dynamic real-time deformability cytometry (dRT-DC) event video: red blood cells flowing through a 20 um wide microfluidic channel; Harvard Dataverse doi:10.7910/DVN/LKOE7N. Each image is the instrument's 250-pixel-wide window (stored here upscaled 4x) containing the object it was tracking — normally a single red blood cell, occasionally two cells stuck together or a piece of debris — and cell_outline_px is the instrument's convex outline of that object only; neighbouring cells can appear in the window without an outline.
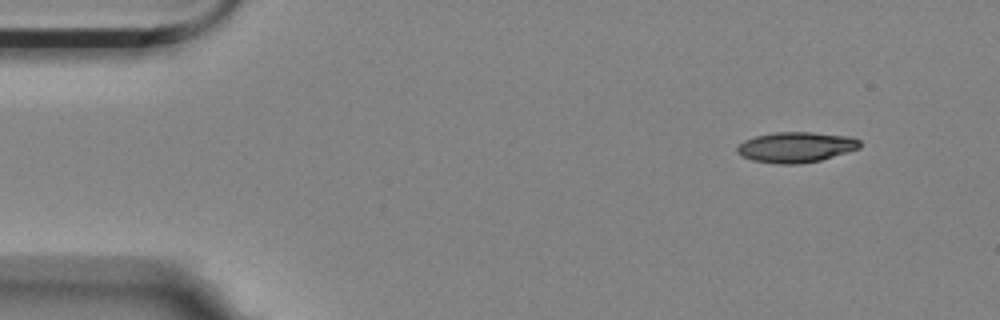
{"species": "Egyptian fruit bat (a non-hibernating species)", "species_latin": "Rousettus aegyptiacus", "temperature_condition": "room temperature", "stored_images_in_passage": 10, "camera_frame_rate_fps": 3000, "um_per_image_px": 0.085, "animal": {"sex": "female"}, "frame": {"image": 1, "passage_image": 1, "time_ms": 0.0, "image_size_px": [1000, 320], "cell_outline_px": [[860, 148], [820, 160], [800, 164], [780, 164], [752, 160], [740, 156], [736, 152], [736, 148], [744, 140], [756, 136], [772, 132], [812, 132], [852, 136], [860, 140]], "centroid_in_image_um": [67.65, 12.5], "position_along_channel_um": 17.4, "area_um2": 21.91}}